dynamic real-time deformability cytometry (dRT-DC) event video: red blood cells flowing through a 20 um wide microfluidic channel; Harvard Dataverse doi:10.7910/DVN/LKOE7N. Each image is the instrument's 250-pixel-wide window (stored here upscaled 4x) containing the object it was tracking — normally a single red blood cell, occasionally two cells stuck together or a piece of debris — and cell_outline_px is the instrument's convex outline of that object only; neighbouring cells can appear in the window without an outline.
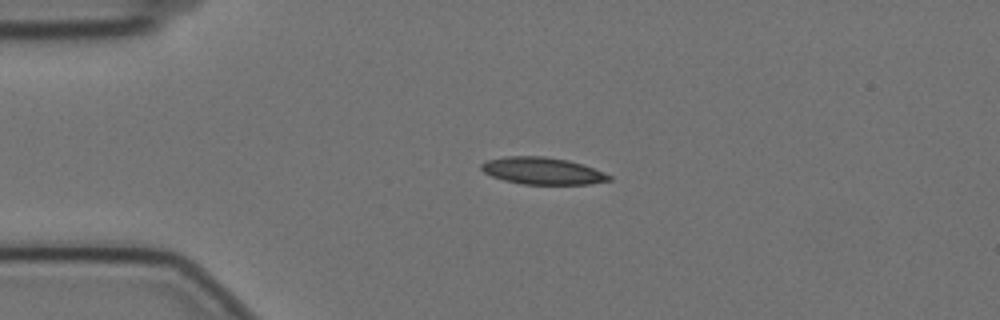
{"species": "Egyptian fruit bat (a non-hibernating species)", "species_latin": "Rousettus aegyptiacus", "temperature_condition": "cold", "stored_images_in_passage": 45, "camera_frame_rate_fps": 3000, "um_per_image_px": 0.085, "animal": {"sex": "female"}, "frame": {"image": 1, "passage_image": 1, "time_ms": 0.0, "image_size_px": [1000, 320], "cell_outline_px": [[612, 180], [592, 184], [524, 184], [504, 180], [492, 176], [484, 172], [480, 168], [480, 164], [488, 160], [508, 156], [544, 156], [568, 160], [592, 168], [612, 176]], "centroid_in_image_um": [46.1, 14.53], "position_along_channel_um": 38.9, "area_um2": 19.94}}
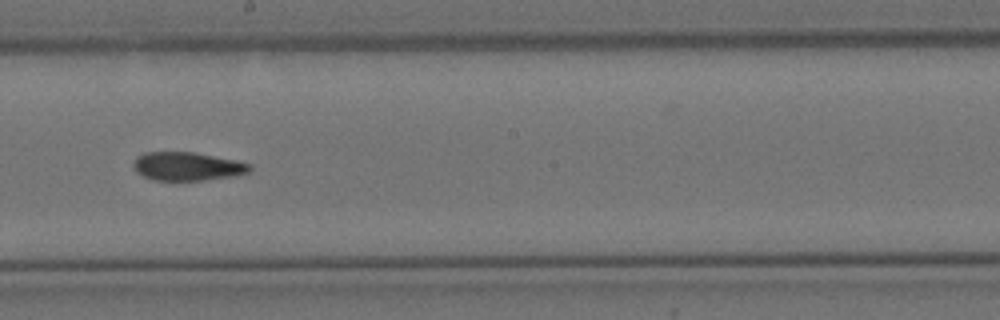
{"frame": {"image": 2, "passage_image": 20, "time_ms": 6.333, "image_size_px": [1000, 320], "cell_outline_px": [[252, 168], [248, 172], [236, 176], [204, 180], [152, 180], [136, 172], [132, 164], [136, 156], [144, 152], [196, 152], [252, 164]], "centroid_in_image_um": [15.9, 14.14], "position_along_channel_um": 232.3, "area_um2": 19.42}}
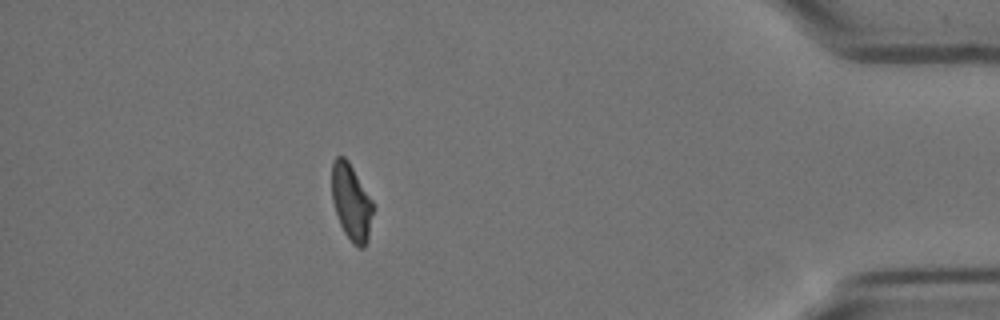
{"frame": {"image": 3, "passage_image": 39, "time_ms": 12.667, "image_size_px": [1000, 320], "cell_outline_px": [[372, 212], [368, 240], [364, 248], [356, 248], [352, 244], [344, 232], [340, 224], [332, 200], [332, 164], [336, 156], [344, 156], [348, 160], [372, 200]], "centroid_in_image_um": [29.85, 17.21], "position_along_channel_um": 405.4, "area_um2": 18.21}, "authors_computed_cell_mechanics": {"area_um2": 19.7676, "velocity_mm_per_s": 3.518, "shape_relaxation_time_tau1_ms": null, "shape_relaxation_time_tau2_ms": 2.6708, "deformation_change_tau1": null, "deformation_change_tau2": 0.0863}}